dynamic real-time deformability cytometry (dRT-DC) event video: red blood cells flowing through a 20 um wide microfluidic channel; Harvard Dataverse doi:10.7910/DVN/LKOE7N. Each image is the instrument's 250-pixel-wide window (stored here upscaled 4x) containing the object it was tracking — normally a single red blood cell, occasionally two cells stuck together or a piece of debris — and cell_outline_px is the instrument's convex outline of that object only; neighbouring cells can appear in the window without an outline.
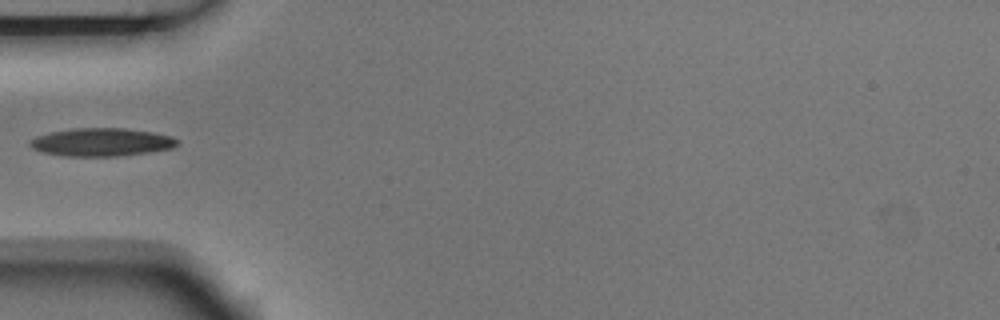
{"species": "Egyptian fruit bat (a non-hibernating species)", "species_latin": "Rousettus aegyptiacus", "temperature_condition": "room temperature", "stored_images_in_passage": 5, "camera_frame_rate_fps": 3000, "um_per_image_px": 0.085, "animal": {"sex": "male"}, "frame": {"image": 1, "passage_image": 4, "time_ms": 1.0, "image_size_px": [1000, 320], "cell_outline_px": [[180, 140], [172, 148], [148, 152], [116, 156], [64, 156], [44, 152], [32, 148], [28, 144], [28, 140], [36, 136], [52, 132], [72, 128], [124, 128], [152, 132], [172, 136]], "centroid_in_image_um": [8.61, 12.08], "position_along_channel_um": 76.4, "area_um2": 24.04}}
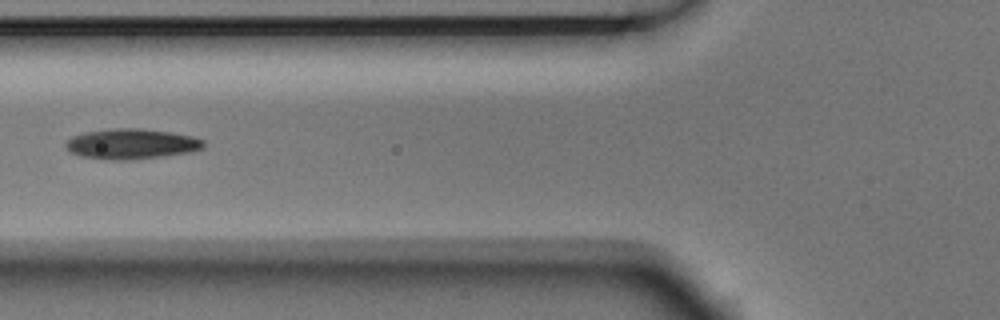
{"frame": {"image": 2, "passage_image": 5, "time_ms": 1.333, "image_size_px": [1000, 320], "cell_outline_px": [[204, 148], [188, 152], [160, 156], [124, 160], [120, 160], [80, 156], [72, 152], [64, 144], [72, 136], [84, 132], [112, 128], [140, 128], [172, 132], [192, 136], [204, 140]], "centroid_in_image_um": [11.18, 12.21], "position_along_channel_um": 114.6, "area_um2": 24.04}}